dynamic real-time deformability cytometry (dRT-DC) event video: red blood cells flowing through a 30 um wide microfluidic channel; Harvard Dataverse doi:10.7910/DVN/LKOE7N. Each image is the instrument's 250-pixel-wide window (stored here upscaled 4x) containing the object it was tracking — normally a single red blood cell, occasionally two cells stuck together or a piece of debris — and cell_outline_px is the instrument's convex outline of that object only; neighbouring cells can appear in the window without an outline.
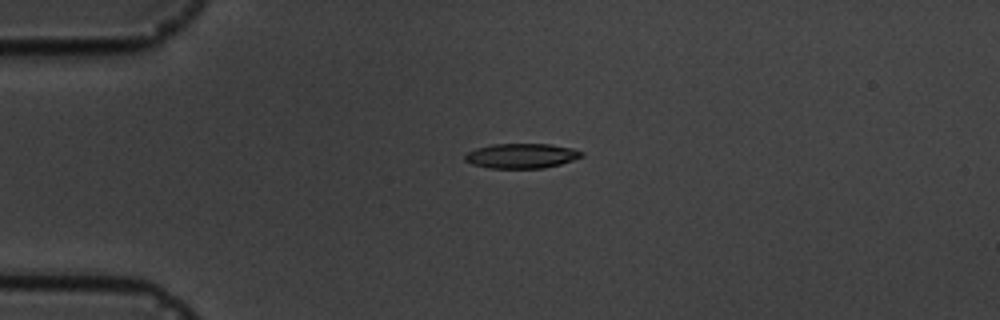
{"species": "common noctule bat (a hibernating species)", "species_latin": "Nyctalus noctula", "temperature_condition": "cold", "stored_images_in_passage": 5, "camera_frame_rate_fps": 3000, "um_per_image_px": 0.085, "animal": {"sex": "male", "body_mass_g": 19.5, "forearm_length_mm": 54.6}, "frame": {"image": 1, "passage_image": 4, "time_ms": 3.333, "image_size_px": [1000, 320], "cell_outline_px": [[584, 156], [560, 164], [544, 168], [488, 168], [472, 164], [464, 160], [464, 156], [468, 152], [476, 148], [492, 144], [552, 144], [572, 148], [584, 152]], "centroid_in_image_um": [44.33, 13.24], "position_along_channel_um": 40.7, "area_um2": 16.94}}